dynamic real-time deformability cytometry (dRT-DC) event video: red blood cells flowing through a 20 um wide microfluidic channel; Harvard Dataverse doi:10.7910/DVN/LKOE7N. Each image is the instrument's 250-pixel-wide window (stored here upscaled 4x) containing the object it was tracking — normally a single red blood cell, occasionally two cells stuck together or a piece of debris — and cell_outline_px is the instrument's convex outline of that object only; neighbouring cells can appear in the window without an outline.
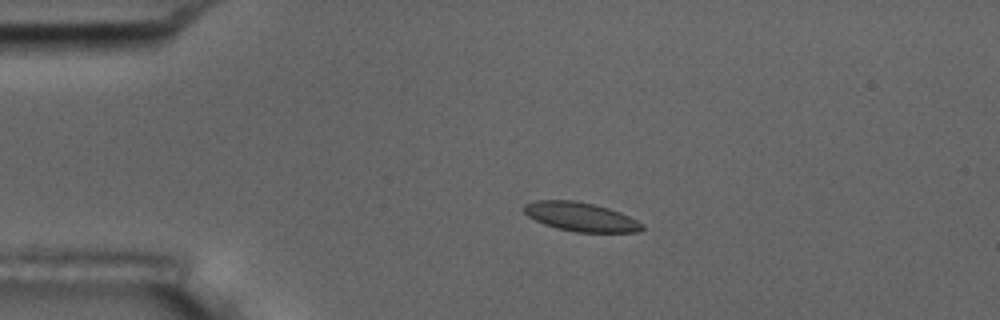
{"species": "common noctule bat (a hibernating species)", "species_latin": "Nyctalus noctula", "temperature_condition": "room temperature", "stored_images_in_passage": 3, "camera_frame_rate_fps": 3000, "um_per_image_px": 0.085, "animal": {"sex": "male", "body_mass_g": 17.5, "forearm_length_mm": 52.3}, "frame": {"image": 1, "passage_image": 2, "time_ms": 2.333, "image_size_px": [1000, 320], "cell_outline_px": [[644, 228], [640, 232], [576, 232], [556, 228], [544, 224], [528, 216], [524, 212], [524, 204], [536, 200], [576, 200], [608, 208], [620, 212], [644, 224]], "centroid_in_image_um": [49.37, 18.43], "position_along_channel_um": 35.6, "area_um2": 19.88}}